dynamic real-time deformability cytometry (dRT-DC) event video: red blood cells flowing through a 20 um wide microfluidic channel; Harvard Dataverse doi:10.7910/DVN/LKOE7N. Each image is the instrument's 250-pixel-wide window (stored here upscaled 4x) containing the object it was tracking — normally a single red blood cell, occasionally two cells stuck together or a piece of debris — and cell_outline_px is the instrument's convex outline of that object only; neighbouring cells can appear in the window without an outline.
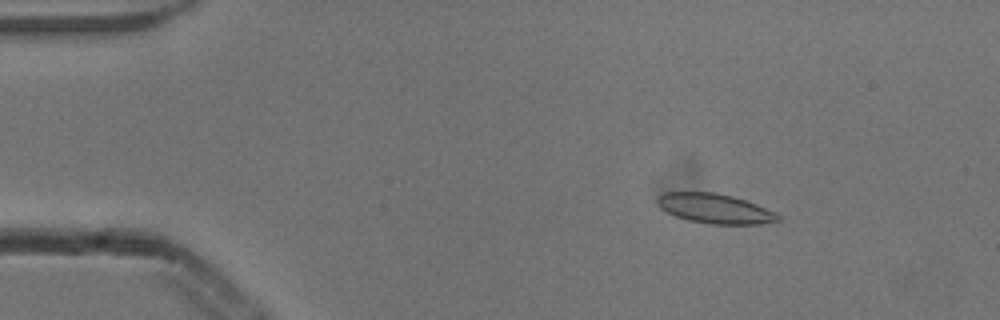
{"species": "common noctule bat (a hibernating species)", "species_latin": "Nyctalus noctula", "temperature_condition": "cold", "stored_images_in_passage": 5, "camera_frame_rate_fps": 3000, "um_per_image_px": 0.085, "animal": {"sex": "male", "body_mass_g": 13.3}, "frame": {"image": 1, "passage_image": 2, "time_ms": 0.333, "image_size_px": [1000, 320], "cell_outline_px": [[780, 220], [760, 224], [708, 224], [688, 220], [676, 216], [660, 208], [656, 204], [656, 200], [664, 192], [712, 192], [732, 196], [756, 204], [776, 212], [780, 216]], "centroid_in_image_um": [60.76, 17.73], "position_along_channel_um": 24.2, "area_um2": 20.81}}
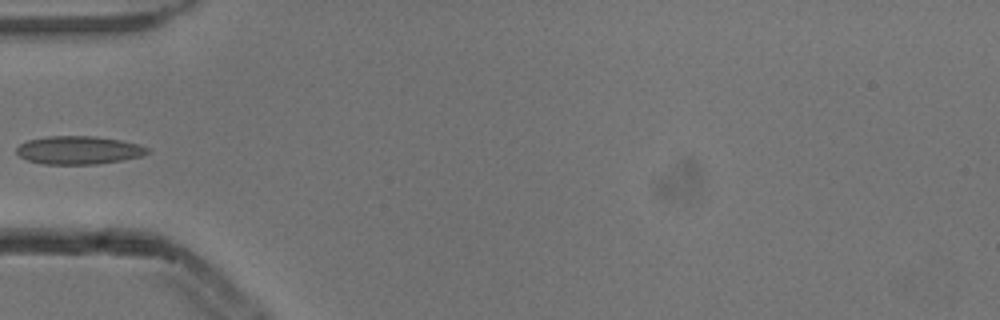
{"frame": {"image": 2, "passage_image": 5, "time_ms": 1.333, "image_size_px": [1000, 320], "cell_outline_px": [[148, 152], [144, 156], [124, 160], [100, 164], [44, 164], [28, 160], [20, 156], [16, 152], [16, 148], [20, 144], [28, 140], [48, 136], [96, 136], [120, 140], [136, 144], [148, 148]], "centroid_in_image_um": [6.7, 12.77], "position_along_channel_um": 78.3, "area_um2": 21.5}}